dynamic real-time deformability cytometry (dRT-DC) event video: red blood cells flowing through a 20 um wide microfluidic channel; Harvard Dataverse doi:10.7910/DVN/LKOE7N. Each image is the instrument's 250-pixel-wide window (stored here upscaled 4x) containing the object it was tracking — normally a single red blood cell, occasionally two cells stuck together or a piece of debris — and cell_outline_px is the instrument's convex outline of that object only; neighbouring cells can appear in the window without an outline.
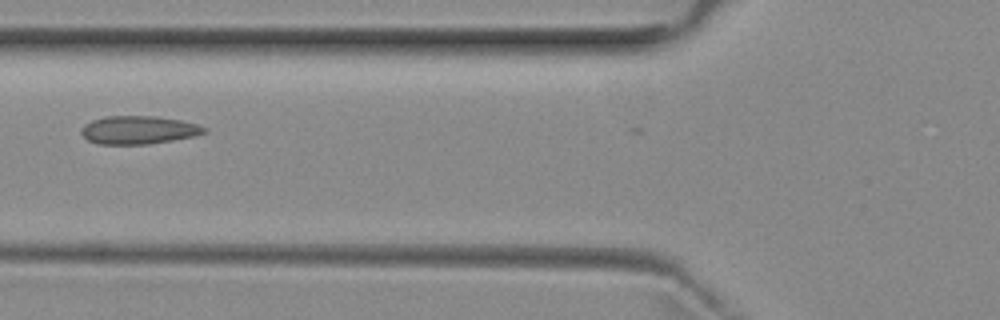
{"species": "common noctule bat (a hibernating species)", "species_latin": "Nyctalus noctula", "temperature_condition": "room temperature", "stored_images_in_passage": 6, "camera_frame_rate_fps": 3000, "um_per_image_px": 0.085, "animal": {"sex": "female", "body_mass_g": 29.2, "forearm_length_mm": 56.3}, "frame": {"image": 1, "passage_image": 5, "time_ms": 6.0, "image_size_px": [1000, 320], "cell_outline_px": [[208, 132], [196, 136], [148, 144], [100, 144], [88, 140], [80, 132], [80, 128], [84, 124], [92, 120], [104, 116], [156, 116], [180, 120], [196, 124], [208, 128]], "centroid_in_image_um": [11.78, 11.04], "position_along_channel_um": 114.0, "area_um2": 20.29}}